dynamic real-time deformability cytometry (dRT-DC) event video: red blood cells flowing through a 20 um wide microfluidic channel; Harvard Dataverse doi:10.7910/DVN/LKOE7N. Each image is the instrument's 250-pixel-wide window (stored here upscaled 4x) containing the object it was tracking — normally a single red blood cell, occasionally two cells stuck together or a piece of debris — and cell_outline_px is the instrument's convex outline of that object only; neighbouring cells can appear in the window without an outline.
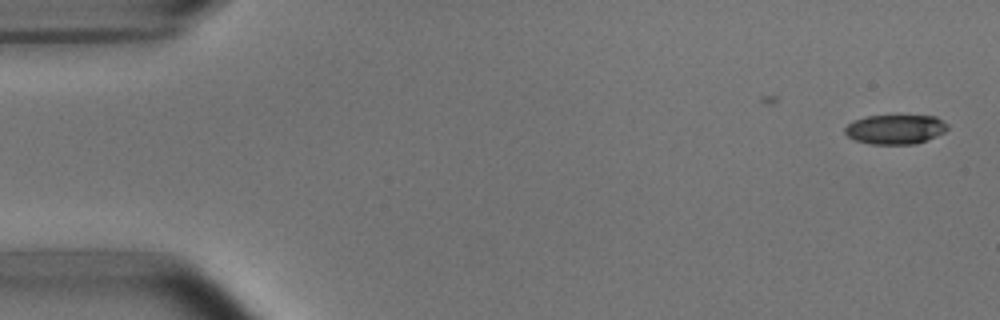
{"species": "common noctule bat (a hibernating species)", "species_latin": "Nyctalus noctula", "temperature_condition": "room temperature", "stored_images_in_passage": 2, "camera_frame_rate_fps": 3000, "um_per_image_px": 0.085, "animal": {"sex": "male", "body_mass_g": 15.6}, "frame": {"image": 1, "passage_image": 2, "time_ms": 1.0, "image_size_px": [1000, 320], "cell_outline_px": [[948, 128], [944, 132], [928, 140], [916, 144], [872, 144], [856, 140], [848, 136], [844, 132], [844, 128], [852, 120], [868, 116], [936, 116], [948, 124]], "centroid_in_image_um": [76.11, 10.99], "position_along_channel_um": 8.9, "area_um2": 17.63}}